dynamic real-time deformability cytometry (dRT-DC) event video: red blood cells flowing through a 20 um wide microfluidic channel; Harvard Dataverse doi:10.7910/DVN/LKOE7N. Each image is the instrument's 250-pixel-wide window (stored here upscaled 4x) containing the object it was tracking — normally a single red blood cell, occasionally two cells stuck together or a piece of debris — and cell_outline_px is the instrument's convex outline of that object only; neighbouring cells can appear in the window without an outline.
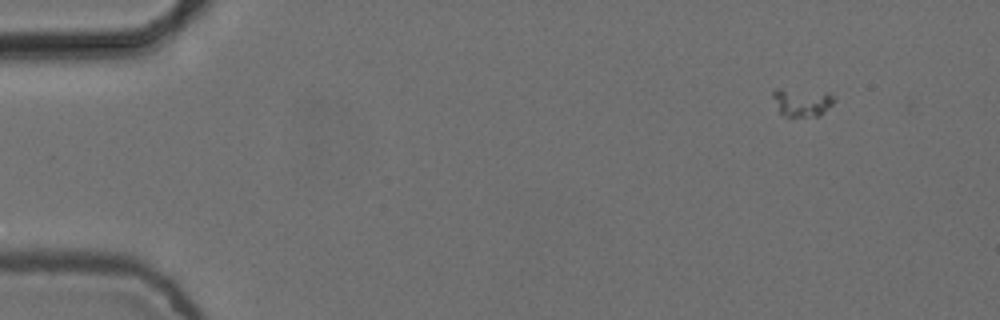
{"species": "common noctule bat (a hibernating species)", "species_latin": "Nyctalus noctula", "temperature_condition": "cold", "stored_images_in_passage": 5, "camera_frame_rate_fps": 3000, "um_per_image_px": 0.085, "animal": {"sex": "female", "body_mass_g": 24.6, "forearm_length_mm": 56.2}, "frame": {"image": 1, "passage_image": 2, "time_ms": 0.333, "image_size_px": [1000, 320], "cell_outline_px": [[836, 100], [820, 116], [784, 116], [780, 112], [772, 96], [772, 92], [776, 88], [780, 88], [828, 92], [836, 96]], "centroid_in_image_um": [68.2, 8.67], "position_along_channel_um": 16.8, "area_um2": 10.17}}
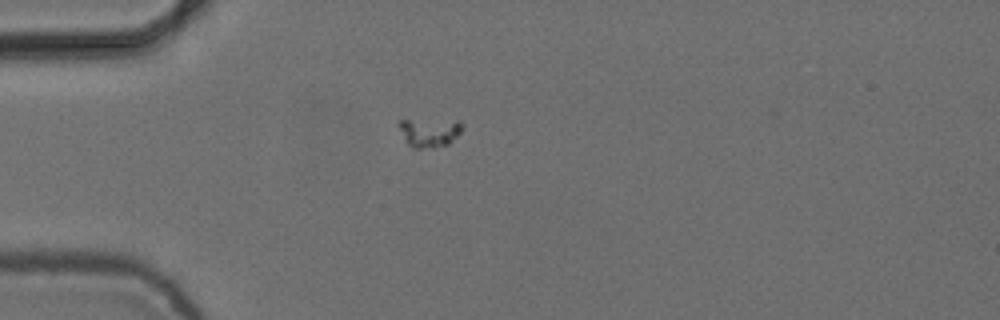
{"frame": {"image": 2, "passage_image": 5, "time_ms": 1.333, "image_size_px": [1000, 320], "cell_outline_px": [[464, 128], [448, 144], [432, 148], [412, 148], [408, 144], [396, 124], [400, 120], [460, 120], [464, 124]], "centroid_in_image_um": [36.51, 11.24], "position_along_channel_um": 48.5, "area_um2": 10.75}}